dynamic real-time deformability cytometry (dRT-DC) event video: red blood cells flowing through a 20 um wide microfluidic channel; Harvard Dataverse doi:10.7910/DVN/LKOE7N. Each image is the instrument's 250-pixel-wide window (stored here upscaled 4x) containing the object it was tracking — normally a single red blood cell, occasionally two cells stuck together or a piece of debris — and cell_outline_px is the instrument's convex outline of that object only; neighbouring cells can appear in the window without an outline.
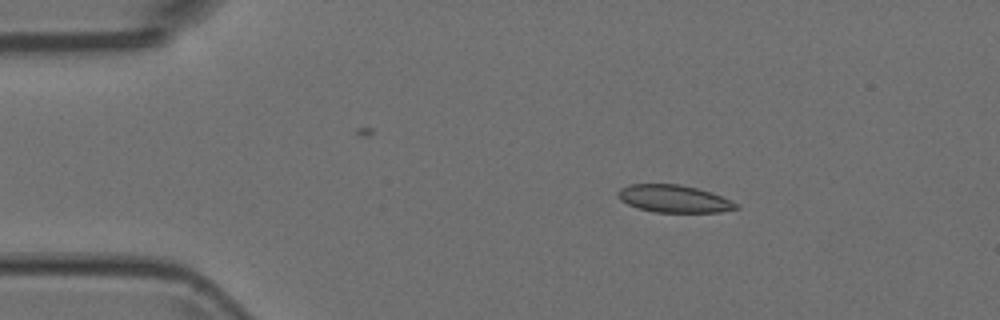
{"species": "Egyptian fruit bat (a non-hibernating species)", "species_latin": "Rousettus aegyptiacus", "temperature_condition": "room temperature", "stored_images_in_passage": 5, "camera_frame_rate_fps": 3000, "um_per_image_px": 0.085, "animal": {"sex": "female"}, "frame": {"image": 1, "passage_image": 2, "time_ms": 0.333, "image_size_px": [1000, 320], "cell_outline_px": [[740, 208], [720, 212], [652, 212], [628, 204], [620, 200], [616, 192], [620, 188], [628, 184], [680, 184], [712, 192], [740, 204]], "centroid_in_image_um": [57.3, 16.89], "position_along_channel_um": 27.7, "area_um2": 19.02}}
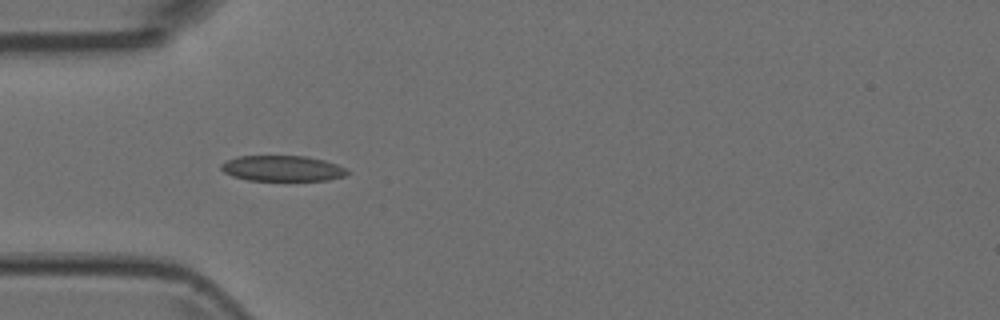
{"frame": {"image": 2, "passage_image": 4, "time_ms": 1.0, "image_size_px": [1000, 320], "cell_outline_px": [[352, 172], [344, 176], [328, 180], [248, 180], [232, 176], [224, 172], [220, 168], [220, 164], [236, 156], [304, 156], [324, 160], [336, 164]], "centroid_in_image_um": [23.99, 14.31], "position_along_channel_um": 61.0, "area_um2": 18.79}}
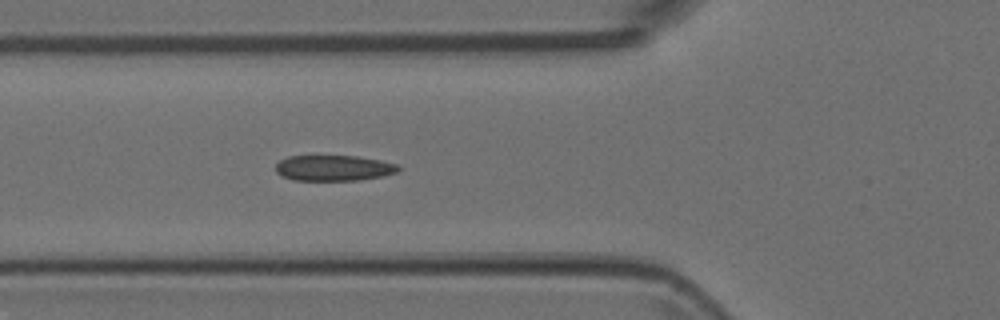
{"frame": {"image": 3, "passage_image": 5, "time_ms": 1.333, "image_size_px": [1000, 320], "cell_outline_px": [[400, 168], [396, 172], [380, 176], [360, 180], [292, 180], [280, 176], [276, 172], [276, 164], [280, 160], [288, 156], [356, 156], [380, 160], [396, 164]], "centroid_in_image_um": [28.31, 14.28], "position_along_channel_um": 97.5, "area_um2": 18.26}}